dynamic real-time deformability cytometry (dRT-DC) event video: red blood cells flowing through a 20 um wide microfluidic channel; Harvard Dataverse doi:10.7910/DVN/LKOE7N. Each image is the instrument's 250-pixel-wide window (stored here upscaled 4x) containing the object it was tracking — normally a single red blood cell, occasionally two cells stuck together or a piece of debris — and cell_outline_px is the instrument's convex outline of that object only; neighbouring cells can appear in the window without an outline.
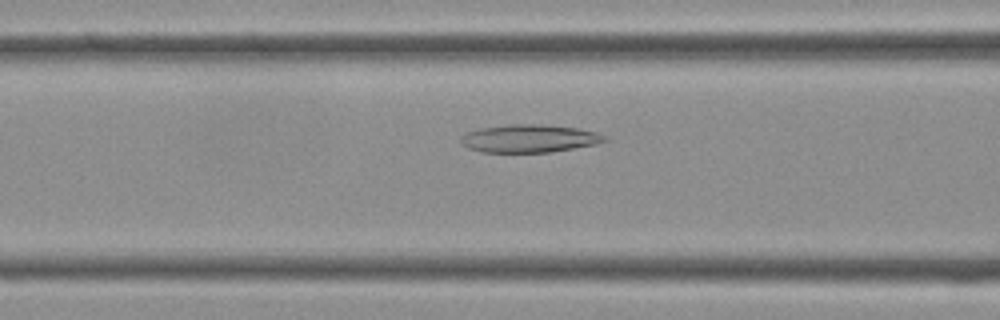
{"species": "Egyptian fruit bat (a non-hibernating species)", "species_latin": "Rousettus aegyptiacus", "temperature_condition": "cold", "stored_images_in_passage": 41, "camera_frame_rate_fps": 3000, "um_per_image_px": 0.085, "frame": {"image": 1, "passage_image": 16, "time_ms": 5.0, "image_size_px": [1000, 320], "cell_outline_px": [[608, 140], [596, 144], [552, 152], [480, 152], [468, 148], [460, 144], [460, 136], [464, 132], [480, 128], [508, 124], [536, 124], [576, 128], [596, 132], [604, 136]], "centroid_in_image_um": [44.91, 11.77], "position_along_channel_um": 121.7, "area_um2": 23.47}}
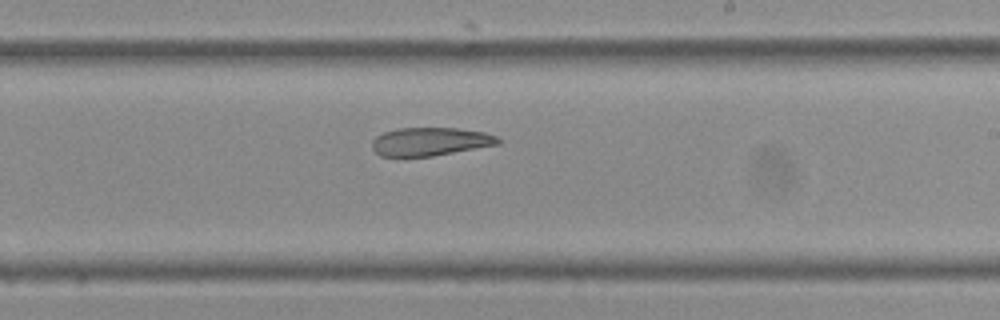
{"frame": {"image": 2, "passage_image": 24, "time_ms": 7.667, "image_size_px": [1000, 320], "cell_outline_px": [[504, 140], [500, 144], [432, 156], [380, 156], [372, 148], [372, 140], [376, 136], [384, 132], [396, 128], [456, 128], [484, 132], [496, 136]], "centroid_in_image_um": [36.58, 12.03], "position_along_channel_um": 252.4, "area_um2": 20.81}}
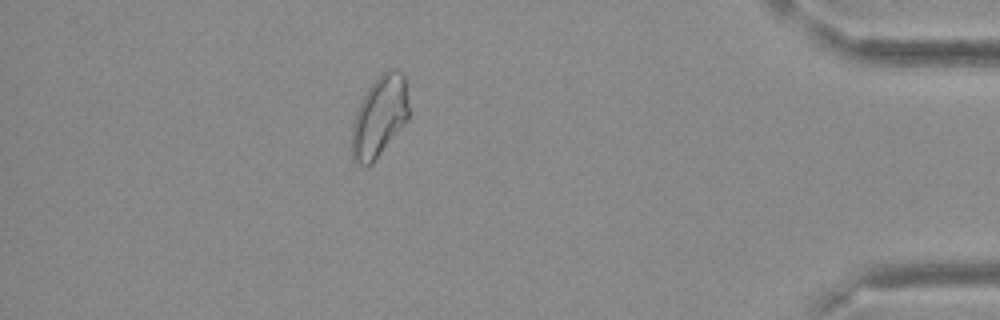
{"frame": {"image": 3, "passage_image": 36, "time_ms": 11.667, "image_size_px": [1000, 320], "cell_outline_px": [[408, 120], [372, 164], [356, 164], [352, 160], [352, 124], [360, 100], [368, 88], [388, 68], [396, 68], [404, 72], [408, 104]], "centroid_in_image_um": [32.26, 9.89], "position_along_channel_um": 402.9, "area_um2": 26.88}}